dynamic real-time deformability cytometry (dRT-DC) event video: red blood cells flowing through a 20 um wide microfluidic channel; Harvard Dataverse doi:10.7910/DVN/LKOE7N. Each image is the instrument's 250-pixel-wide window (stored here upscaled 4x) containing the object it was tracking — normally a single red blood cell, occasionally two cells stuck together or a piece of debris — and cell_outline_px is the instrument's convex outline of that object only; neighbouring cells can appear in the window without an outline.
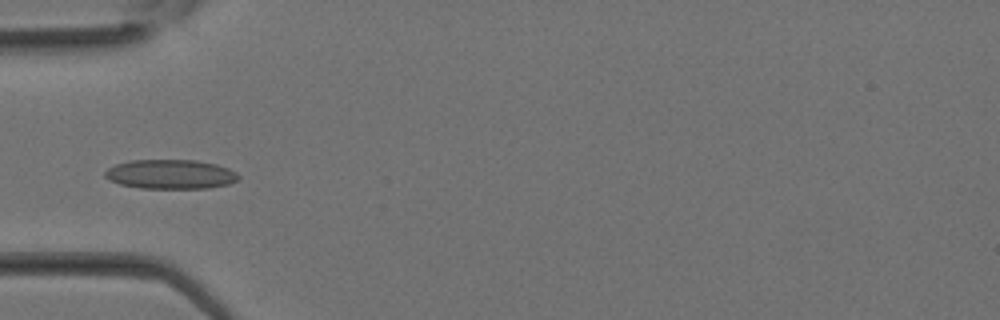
{"species": "Egyptian fruit bat (a non-hibernating species)", "species_latin": "Rousettus aegyptiacus", "temperature_condition": "room temperature", "stored_images_in_passage": 34, "camera_frame_rate_fps": 3000, "um_per_image_px": 0.085, "animal": {"sex": "female"}, "frame": {"image": 1, "passage_image": 11, "time_ms": 3.333, "image_size_px": [1000, 320], "cell_outline_px": [[240, 176], [236, 180], [228, 184], [208, 188], [140, 188], [120, 184], [108, 180], [104, 176], [104, 172], [108, 168], [116, 164], [128, 160], [196, 160], [216, 164], [228, 168], [236, 172]], "centroid_in_image_um": [14.47, 14.8], "position_along_channel_um": 70.5, "area_um2": 22.89}}
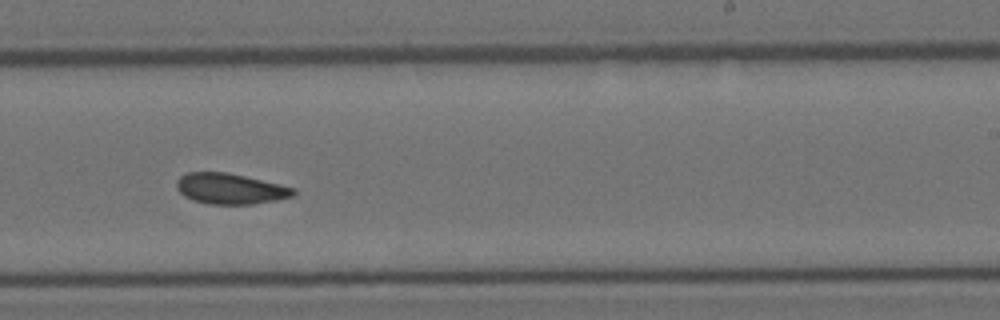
{"frame": {"image": 2, "passage_image": 21, "time_ms": 6.667, "image_size_px": [1000, 320], "cell_outline_px": [[296, 192], [292, 196], [276, 200], [252, 204], [208, 204], [192, 200], [184, 196], [176, 188], [176, 180], [180, 176], [188, 172], [228, 172], [280, 184], [296, 188]], "centroid_in_image_um": [19.55, 16.04], "position_along_channel_um": 269.4, "area_um2": 20.98}}
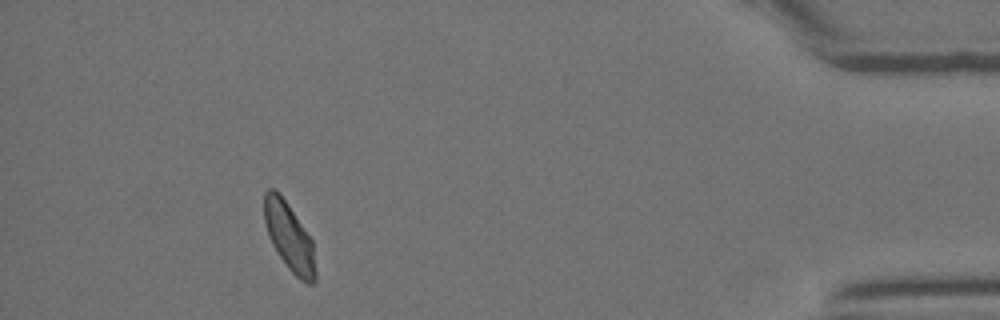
{"frame": {"image": 3, "passage_image": 31, "time_ms": 10.0, "image_size_px": [1000, 320], "cell_outline_px": [[316, 280], [312, 284], [308, 284], [300, 280], [288, 268], [276, 252], [268, 236], [264, 220], [264, 192], [268, 188], [276, 188], [288, 204], [312, 240], [316, 272]], "centroid_in_image_um": [24.57, 20.13], "position_along_channel_um": 410.6, "area_um2": 20.4}}